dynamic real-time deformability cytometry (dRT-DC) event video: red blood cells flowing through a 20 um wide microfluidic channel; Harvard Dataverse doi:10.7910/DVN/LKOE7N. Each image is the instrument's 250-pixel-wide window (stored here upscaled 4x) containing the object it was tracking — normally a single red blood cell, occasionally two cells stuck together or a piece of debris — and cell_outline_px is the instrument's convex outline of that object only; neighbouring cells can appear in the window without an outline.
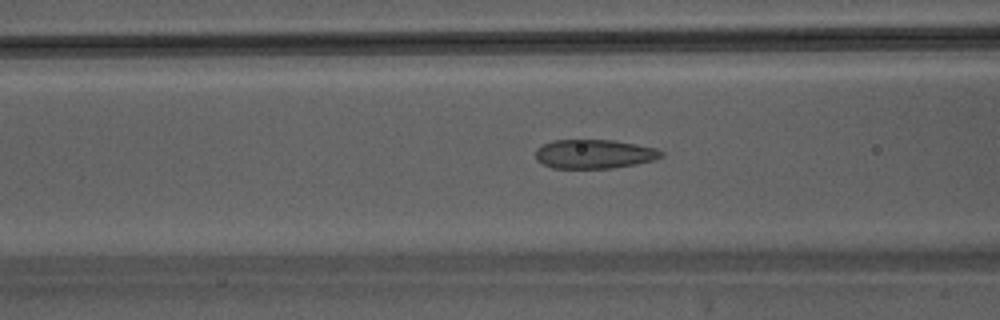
{"species": "Egyptian fruit bat (a non-hibernating species)", "species_latin": "Rousettus aegyptiacus", "temperature_condition": "warm", "stored_images_in_passage": 46, "camera_frame_rate_fps": 3000, "um_per_image_px": 0.085, "animal": {"sex": "male"}, "frame": {"image": 1, "passage_image": 19, "time_ms": 6.0, "image_size_px": [1000, 320], "cell_outline_px": [[664, 156], [656, 160], [636, 164], [612, 168], [552, 168], [536, 160], [536, 148], [552, 140], [612, 140], [636, 144], [656, 148], [664, 152]], "centroid_in_image_um": [50.54, 13.09], "position_along_channel_um": 116.1, "area_um2": 21.39}}
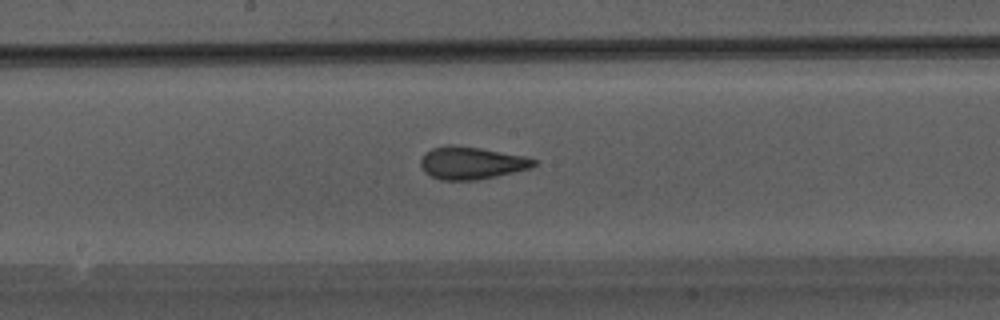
{"frame": {"image": 2, "passage_image": 25, "time_ms": 8.0, "image_size_px": [1000, 320], "cell_outline_px": [[540, 160], [532, 168], [496, 176], [476, 180], [440, 180], [424, 172], [420, 164], [420, 160], [424, 152], [432, 148], [448, 144], [452, 144], [480, 148], [528, 156]], "centroid_in_image_um": [40.1, 13.84], "position_along_channel_um": 208.1, "area_um2": 21.79}}
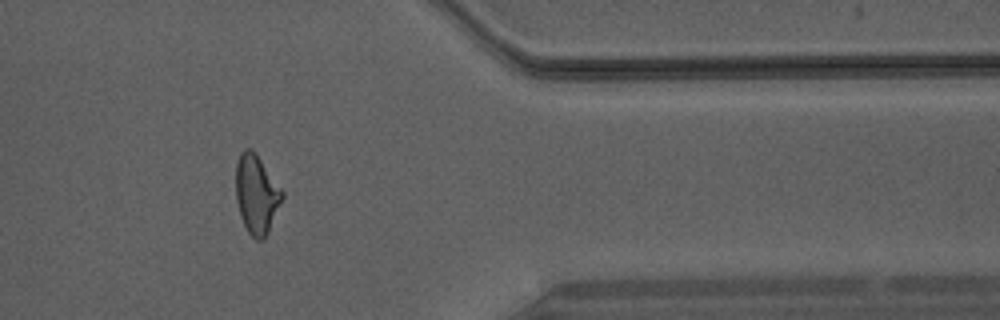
{"frame": {"image": 3, "passage_image": 38, "time_ms": 12.333, "image_size_px": [1000, 320], "cell_outline_px": [[284, 196], [268, 232], [264, 240], [256, 240], [248, 232], [240, 216], [236, 200], [236, 164], [240, 152], [244, 148], [252, 148], [256, 152], [284, 192]], "centroid_in_image_um": [21.8, 16.48], "position_along_channel_um": 389.6, "area_um2": 21.44}}